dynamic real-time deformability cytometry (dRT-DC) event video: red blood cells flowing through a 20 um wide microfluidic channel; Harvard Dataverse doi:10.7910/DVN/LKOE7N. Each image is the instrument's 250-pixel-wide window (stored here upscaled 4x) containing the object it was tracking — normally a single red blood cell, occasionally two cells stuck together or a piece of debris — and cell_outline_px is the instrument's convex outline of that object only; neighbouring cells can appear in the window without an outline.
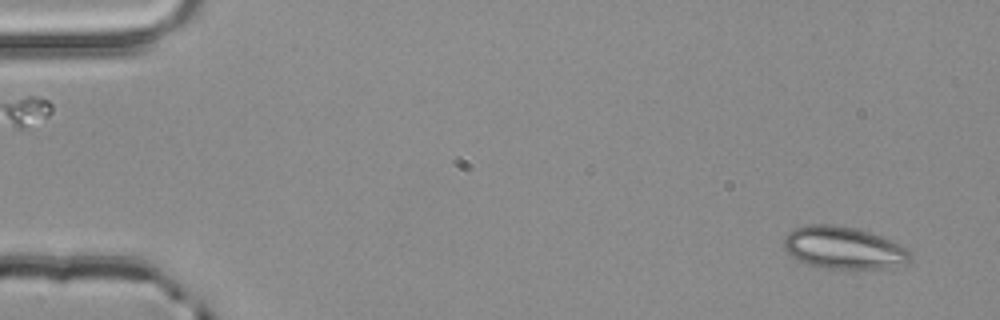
{"species": "common noctule bat (a hibernating species)", "species_latin": "Nyctalus noctula", "temperature_condition": "room temperature", "stored_images_in_passage": 4, "camera_frame_rate_fps": 3000, "um_per_image_px": 0.085, "animal": {"sex": "male", "body_mass_g": 20.4}, "frame": {"image": 1, "passage_image": 1, "time_ms": 0.0, "image_size_px": [1000, 320], "cell_outline_px": [[912, 260], [908, 264], [884, 268], [856, 272], [824, 268], [808, 264], [792, 256], [784, 248], [784, 236], [792, 228], [808, 224], [836, 224], [856, 228], [880, 236], [908, 248], [912, 252]], "centroid_in_image_um": [71.75, 21.1], "position_along_channel_um": 13.2, "area_um2": 32.19}}